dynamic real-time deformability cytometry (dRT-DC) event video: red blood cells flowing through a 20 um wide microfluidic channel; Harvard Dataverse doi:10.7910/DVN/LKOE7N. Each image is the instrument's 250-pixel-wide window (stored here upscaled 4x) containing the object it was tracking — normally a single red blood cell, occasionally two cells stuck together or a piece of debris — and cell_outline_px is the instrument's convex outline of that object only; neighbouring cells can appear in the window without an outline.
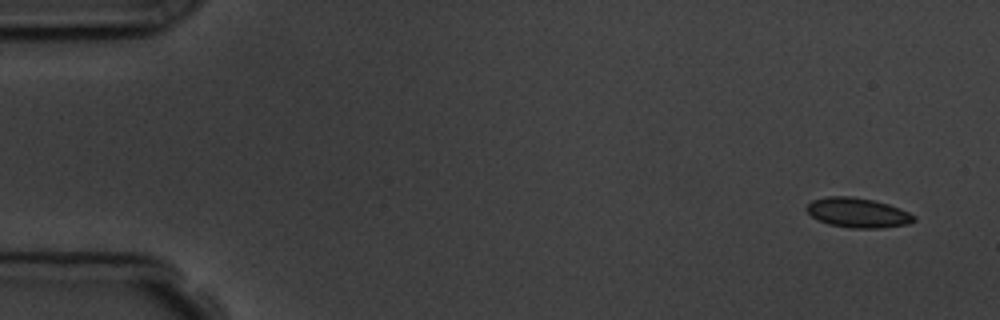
{"species": "common noctule bat (a hibernating species)", "species_latin": "Nyctalus noctula", "temperature_condition": "room temperature", "stored_images_in_passage": 5, "camera_frame_rate_fps": 3000, "um_per_image_px": 0.085, "animal": {"sex": "male", "body_mass_g": 19.5, "forearm_length_mm": 54.6}, "frame": {"image": 1, "passage_image": 1, "time_ms": 0.0, "image_size_px": [1000, 320], "cell_outline_px": [[916, 220], [908, 224], [880, 228], [848, 228], [828, 224], [812, 216], [804, 208], [812, 200], [828, 196], [852, 196], [872, 200], [888, 204], [900, 208], [916, 216]], "centroid_in_image_um": [72.91, 18.08], "position_along_channel_um": 12.1, "area_um2": 18.61}}
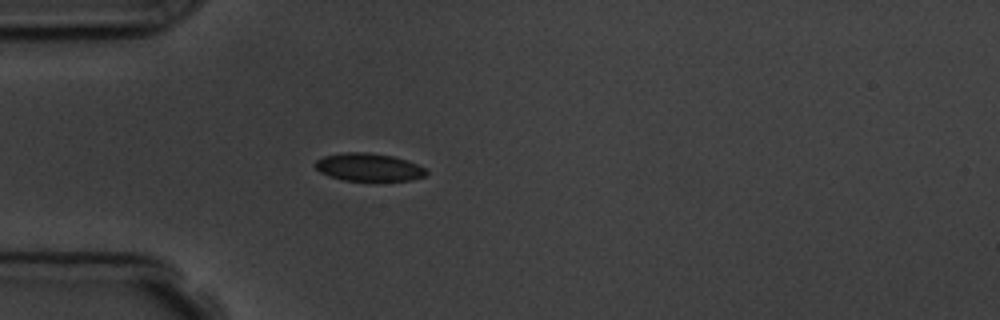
{"frame": {"image": 2, "passage_image": 5, "time_ms": 4.333, "image_size_px": [1000, 320], "cell_outline_px": [[428, 172], [424, 176], [412, 180], [344, 180], [328, 176], [320, 172], [312, 164], [316, 160], [324, 156], [344, 152], [368, 152], [392, 156], [416, 164], [424, 168]], "centroid_in_image_um": [31.28, 14.2], "position_along_channel_um": 53.7, "area_um2": 17.86}}